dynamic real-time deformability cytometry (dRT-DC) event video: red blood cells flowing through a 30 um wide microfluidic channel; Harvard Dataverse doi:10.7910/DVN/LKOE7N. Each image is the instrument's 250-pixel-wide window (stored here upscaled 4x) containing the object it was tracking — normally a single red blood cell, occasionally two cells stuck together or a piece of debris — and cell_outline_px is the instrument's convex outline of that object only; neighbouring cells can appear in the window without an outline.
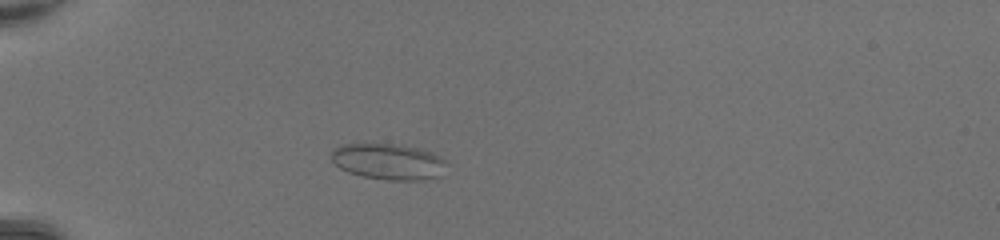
{"species": "common noctule bat (a hibernating species)", "species_latin": "Nyctalus noctula", "temperature_condition": "room temperature", "stored_images_in_passage": 35, "camera_frame_rate_fps": 3000, "um_per_image_px": 0.085, "animal": {"sex": "female", "body_mass_g": 20.0, "forearm_length_mm": 54.0}, "frame": {"image": 1, "passage_image": 1, "time_ms": 0.0, "image_size_px": [1000, 240], "cell_outline_px": [[448, 164], [444, 176], [420, 180], [388, 180], [364, 176], [348, 172], [340, 168], [332, 160], [332, 148], [340, 144], [400, 144], [432, 152], [440, 156]], "centroid_in_image_um": [33.07, 13.74], "position_along_channel_um": 51.9, "area_um2": 24.45}}
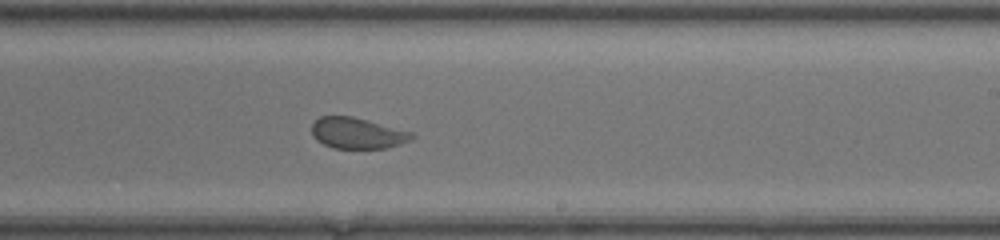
{"frame": {"image": 2, "passage_image": 17, "time_ms": 5.333, "image_size_px": [1000, 240], "cell_outline_px": [[416, 136], [412, 140], [400, 144], [384, 148], [332, 148], [316, 140], [312, 136], [312, 124], [320, 116], [352, 116], [412, 132]], "centroid_in_image_um": [30.37, 11.32], "position_along_channel_um": 258.6, "area_um2": 18.03}}
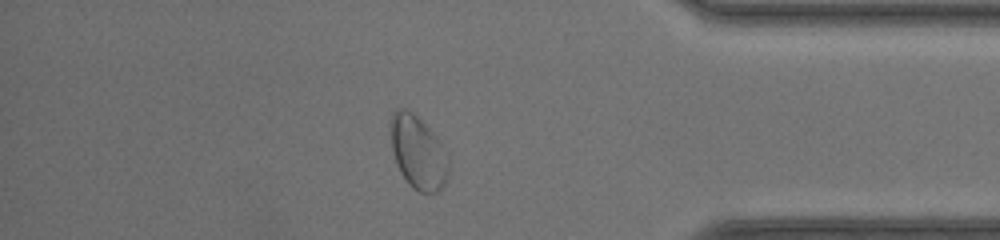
{"frame": {"image": 3, "passage_image": 28, "time_ms": 9.0, "image_size_px": [1000, 240], "cell_outline_px": [[448, 172], [444, 184], [436, 192], [420, 192], [412, 188], [408, 184], [400, 172], [396, 164], [392, 148], [388, 124], [388, 120], [392, 112], [396, 108], [404, 108], [412, 112], [440, 140], [448, 152]], "centroid_in_image_um": [35.5, 12.92], "position_along_channel_um": 399.7, "area_um2": 25.09}}